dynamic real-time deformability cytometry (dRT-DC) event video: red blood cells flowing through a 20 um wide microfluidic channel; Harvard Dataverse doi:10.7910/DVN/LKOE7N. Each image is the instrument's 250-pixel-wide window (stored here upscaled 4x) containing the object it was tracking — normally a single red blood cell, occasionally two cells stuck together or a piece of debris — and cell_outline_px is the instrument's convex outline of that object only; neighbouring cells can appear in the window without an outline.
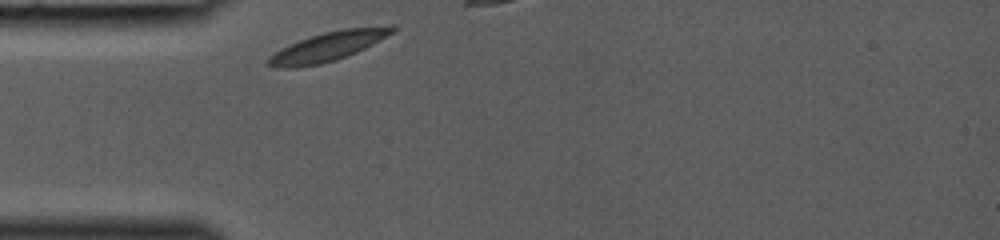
{"species": "common noctule bat (a hibernating species)", "species_latin": "Nyctalus noctula", "temperature_condition": "room temperature", "stored_images_in_passage": 5, "camera_frame_rate_fps": 3000, "um_per_image_px": 0.085, "animal": {"sex": "female", "body_mass_g": 19.0, "forearm_length_mm": 53.3}, "frame": {"image": 1, "passage_image": 1, "time_ms": 0.0, "image_size_px": [1000, 240], "cell_outline_px": [[396, 28], [392, 32], [372, 44], [356, 52], [336, 60], [320, 64], [296, 68], [276, 68], [268, 64], [264, 60], [268, 56], [280, 48], [288, 44], [324, 32], [344, 28], [392, 24], [396, 24]], "centroid_in_image_um": [27.84, 3.94], "position_along_channel_um": 57.2, "area_um2": 21.27}}